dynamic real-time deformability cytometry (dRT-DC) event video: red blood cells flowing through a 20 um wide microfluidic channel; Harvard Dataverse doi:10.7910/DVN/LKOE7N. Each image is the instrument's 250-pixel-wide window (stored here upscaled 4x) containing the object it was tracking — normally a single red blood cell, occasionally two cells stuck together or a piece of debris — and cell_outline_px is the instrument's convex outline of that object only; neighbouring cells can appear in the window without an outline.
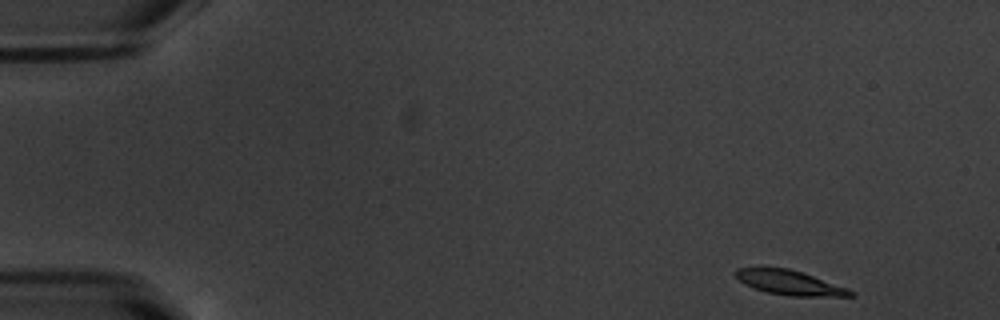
{"species": "common noctule bat (a hibernating species)", "species_latin": "Nyctalus noctula", "temperature_condition": "warm", "stored_images_in_passage": 50, "camera_frame_rate_fps": 3000, "um_per_image_px": 0.085, "animal": {"sex": "male", "body_mass_g": 20.1, "forearm_length_mm": 53.5}, "frame": {"image": 1, "passage_image": 1, "time_ms": 0.0, "image_size_px": [1000, 320], "cell_outline_px": [[856, 296], [788, 296], [768, 292], [752, 288], [744, 284], [732, 272], [736, 268], [788, 268], [848, 288], [856, 292]], "centroid_in_image_um": [67.11, 24.04], "position_along_channel_um": 17.9, "area_um2": 16.3}}
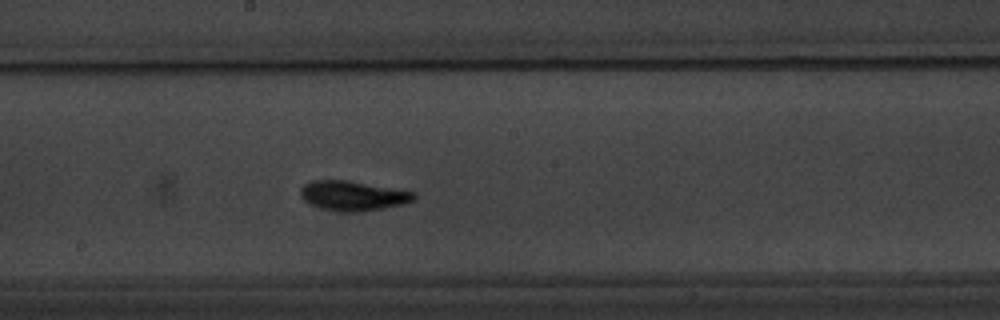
{"frame": {"image": 2, "passage_image": 26, "time_ms": 8.333, "image_size_px": [1000, 320], "cell_outline_px": [[416, 200], [404, 204], [360, 212], [340, 212], [320, 208], [308, 204], [300, 196], [300, 188], [304, 184], [312, 180], [348, 180], [416, 192]], "centroid_in_image_um": [29.99, 16.64], "position_along_channel_um": 218.2, "area_um2": 19.94}}
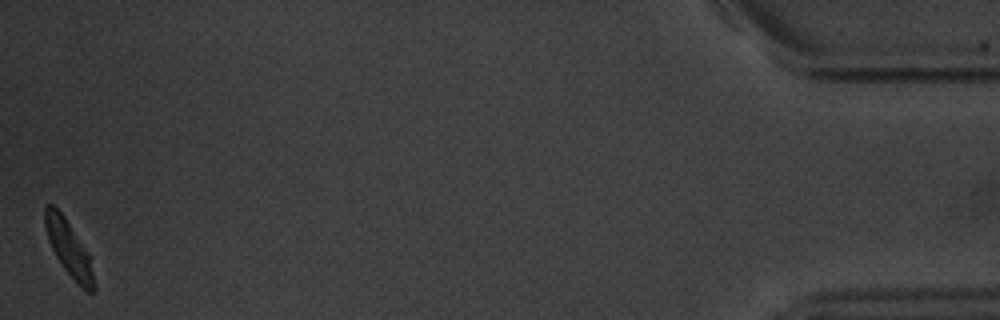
{"frame": {"image": 3, "passage_image": 50, "time_ms": 16.333, "image_size_px": [1000, 320], "cell_outline_px": [[96, 288], [92, 292], [88, 292], [60, 264], [48, 240], [44, 224], [44, 208], [48, 204], [52, 204], [64, 216], [88, 252]], "centroid_in_image_um": [5.83, 21.07], "position_along_channel_um": 429.4, "area_um2": 15.37}, "authors_computed_cell_mechanics": {"area_um2": 17.4845, "velocity_mm_per_s": 3.73, "shape_relaxation_time_tau1_ms": 2.0272, "shape_relaxation_time_tau2_ms": 1.973, "deformation_change_tau1": 0.1554, "deformation_change_tau2": 0.0645}}